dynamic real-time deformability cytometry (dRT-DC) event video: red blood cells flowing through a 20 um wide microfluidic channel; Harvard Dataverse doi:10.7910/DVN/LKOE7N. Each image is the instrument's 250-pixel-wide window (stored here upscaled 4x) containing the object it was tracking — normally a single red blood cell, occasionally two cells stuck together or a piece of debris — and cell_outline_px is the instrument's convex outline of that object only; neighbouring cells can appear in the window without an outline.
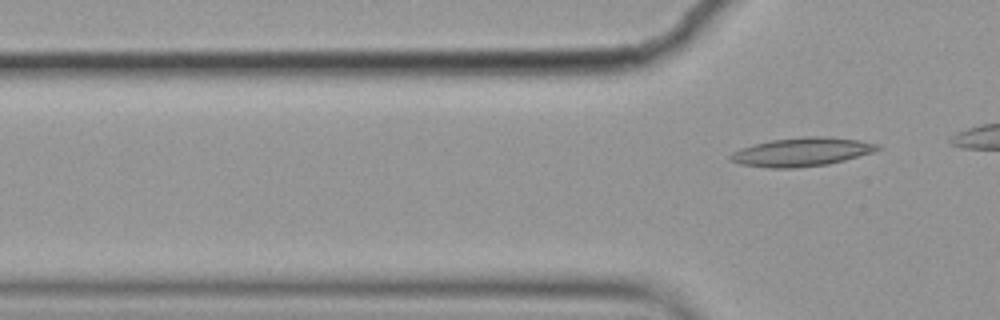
{"species": "common noctule bat (a hibernating species)", "species_latin": "Nyctalus noctula", "temperature_condition": "cold", "stored_images_in_passage": 8, "segment_of_instrument_passage": [2, 2], "camera_frame_rate_fps": 3000, "um_per_image_px": 0.085, "animal": {"sex": "female", "body_mass_g": 19.9}, "frame": {"image": 1, "passage_image": 8, "time_ms": 2.333, "image_size_px": [1000, 320], "cell_outline_px": [[884, 148], [872, 152], [844, 160], [828, 164], [796, 168], [772, 168], [740, 164], [728, 160], [728, 156], [732, 152], [740, 148], [752, 144], [772, 140], [804, 136], [820, 136], [860, 140], [880, 144]], "centroid_in_image_um": [68.13, 12.91], "position_along_channel_um": 57.7, "area_um2": 24.68}}